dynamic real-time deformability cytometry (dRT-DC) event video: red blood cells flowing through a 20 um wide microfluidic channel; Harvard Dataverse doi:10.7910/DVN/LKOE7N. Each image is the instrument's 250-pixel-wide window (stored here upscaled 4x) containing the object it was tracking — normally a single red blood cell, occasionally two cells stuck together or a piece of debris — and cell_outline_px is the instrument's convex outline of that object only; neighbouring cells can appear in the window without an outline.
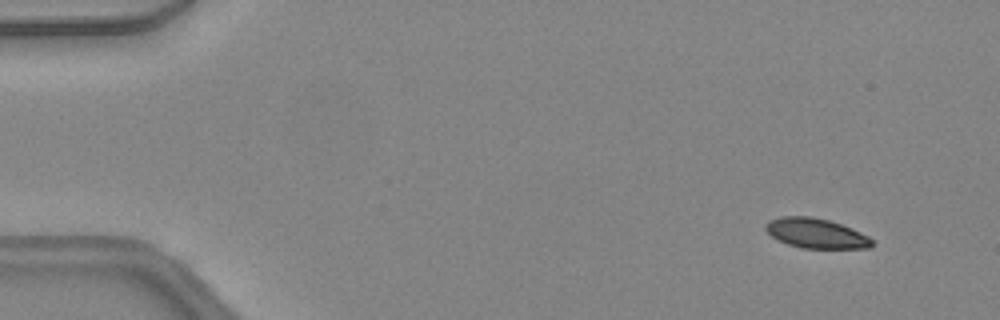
{"species": "common noctule bat (a hibernating species)", "species_latin": "Nyctalus noctula", "temperature_condition": "warm", "stored_images_in_passage": 44, "camera_frame_rate_fps": 3000, "um_per_image_px": 0.085, "animal": {"sex": "female", "body_mass_g": 24.6, "forearm_length_mm": 56.2}, "frame": {"image": 1, "passage_image": 2, "time_ms": 0.333, "image_size_px": [1000, 320], "cell_outline_px": [[872, 248], [804, 248], [788, 244], [772, 236], [764, 228], [764, 224], [768, 220], [780, 216], [808, 216], [828, 220], [852, 228], [868, 236], [872, 240]], "centroid_in_image_um": [69.34, 19.82], "position_along_channel_um": 15.7, "area_um2": 18.38}}
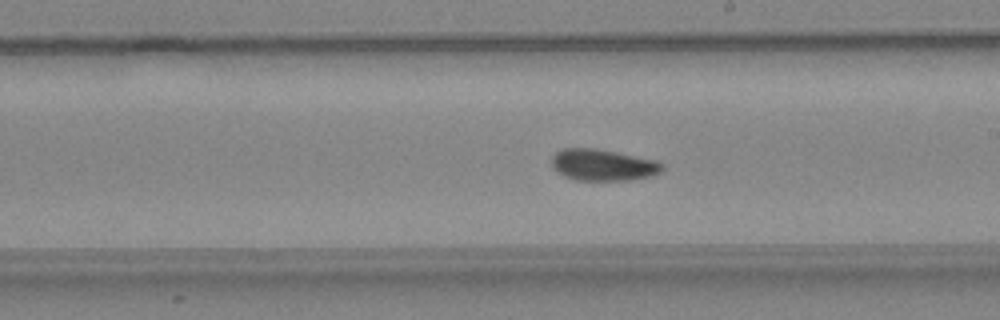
{"frame": {"image": 2, "passage_image": 25, "time_ms": 8.0, "image_size_px": [1000, 320], "cell_outline_px": [[664, 168], [660, 172], [652, 176], [632, 180], [576, 180], [564, 176], [552, 168], [552, 156], [560, 148], [592, 148], [616, 152], [656, 160], [664, 164]], "centroid_in_image_um": [51.25, 14.02], "position_along_channel_um": 237.8, "area_um2": 20.4}}
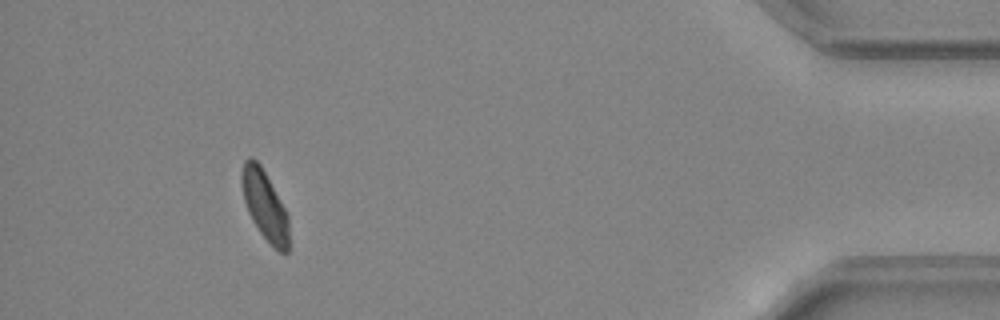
{"frame": {"image": 3, "passage_image": 41, "time_ms": 13.333, "image_size_px": [1000, 320], "cell_outline_px": [[288, 252], [280, 252], [260, 232], [252, 220], [248, 212], [244, 200], [240, 180], [240, 172], [244, 160], [248, 156], [252, 156], [260, 164], [284, 208], [288, 216]], "centroid_in_image_um": [22.46, 17.38], "position_along_channel_um": 412.7, "area_um2": 18.79}, "authors_computed_cell_mechanics": {"area_um2": 20.1144, "velocity_mm_per_s": 4.4555, "shape_relaxation_time_tau1_ms": 11.1096, "shape_relaxation_time_tau2_ms": null, "deformation_change_tau1": 0.1939, "deformation_change_tau2": null}}